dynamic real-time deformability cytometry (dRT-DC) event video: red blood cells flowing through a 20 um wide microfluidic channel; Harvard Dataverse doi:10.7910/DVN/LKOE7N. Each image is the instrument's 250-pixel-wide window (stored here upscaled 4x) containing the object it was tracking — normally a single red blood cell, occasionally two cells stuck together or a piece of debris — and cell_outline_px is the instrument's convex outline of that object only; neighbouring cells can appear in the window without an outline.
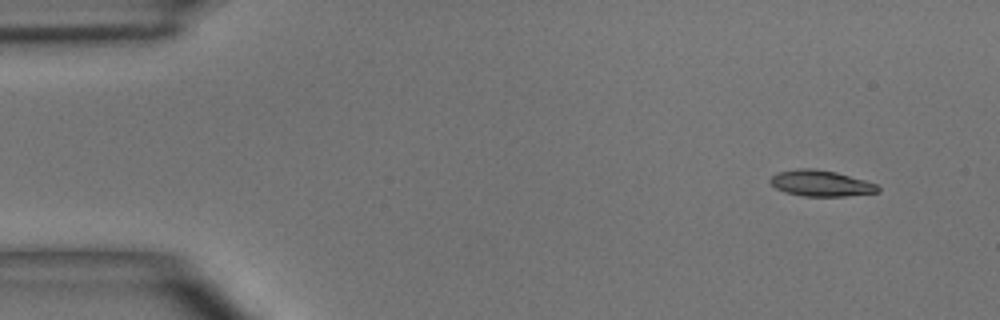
{"species": "common noctule bat (a hibernating species)", "species_latin": "Nyctalus noctula", "temperature_condition": "room temperature", "stored_images_in_passage": 5, "camera_frame_rate_fps": 3000, "um_per_image_px": 0.085, "animal": {"sex": "male", "body_mass_g": 15.6}, "frame": {"image": 1, "passage_image": 1, "time_ms": 0.0, "image_size_px": [1000, 320], "cell_outline_px": [[880, 192], [848, 196], [804, 196], [784, 192], [776, 188], [768, 180], [776, 172], [800, 168], [816, 168], [836, 172], [864, 180], [876, 184], [880, 188]], "centroid_in_image_um": [69.77, 15.58], "position_along_channel_um": 15.2, "area_um2": 16.42}}